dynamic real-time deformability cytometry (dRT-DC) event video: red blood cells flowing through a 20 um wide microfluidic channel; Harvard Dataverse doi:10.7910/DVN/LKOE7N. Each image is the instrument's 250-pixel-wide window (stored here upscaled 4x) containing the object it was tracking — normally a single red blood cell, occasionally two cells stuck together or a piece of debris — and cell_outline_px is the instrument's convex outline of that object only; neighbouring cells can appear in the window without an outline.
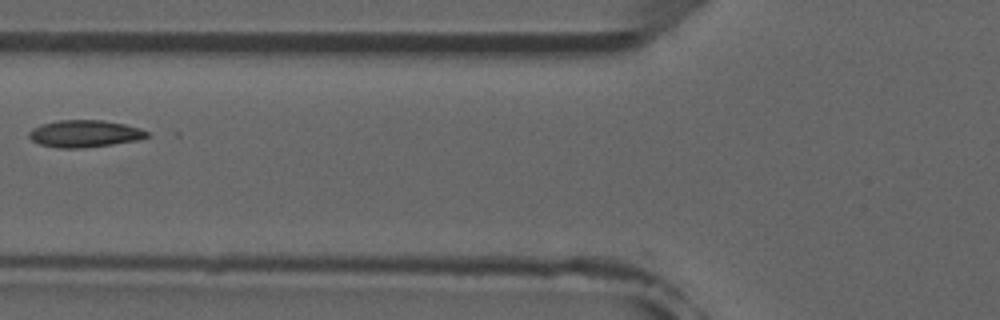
{"species": "common noctule bat (a hibernating species)", "species_latin": "Nyctalus noctula", "temperature_condition": "room temperature", "stored_images_in_passage": 4, "camera_frame_rate_fps": 3000, "um_per_image_px": 0.085, "animal": {"sex": "male", "forearm_length_mm": 52.5}, "frame": {"image": 1, "passage_image": 3, "time_ms": 2.333, "image_size_px": [1000, 320], "cell_outline_px": [[152, 136], [140, 140], [84, 148], [56, 148], [40, 144], [32, 140], [28, 136], [28, 132], [32, 128], [40, 124], [60, 120], [100, 120], [124, 124], [140, 128], [148, 132]], "centroid_in_image_um": [7.2, 11.37], "position_along_channel_um": 118.6, "area_um2": 18.79}}
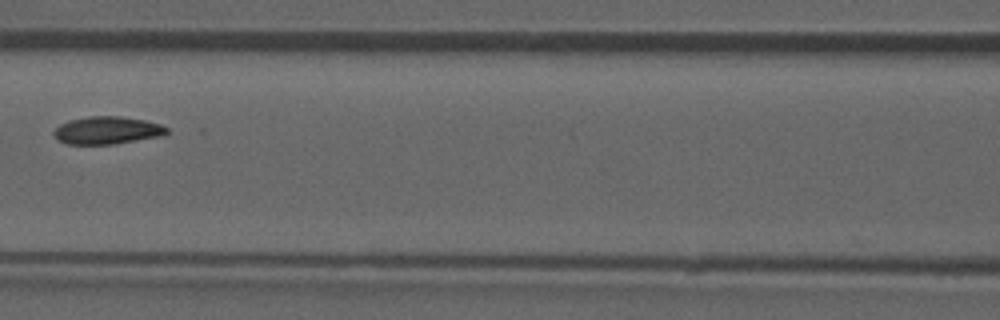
{"frame": {"image": 2, "passage_image": 4, "time_ms": 3.333, "image_size_px": [1000, 320], "cell_outline_px": [[168, 132], [160, 136], [112, 144], [64, 144], [52, 132], [60, 124], [68, 120], [88, 116], [120, 116], [144, 120], [160, 124], [168, 128]], "centroid_in_image_um": [9.08, 11.07], "position_along_channel_um": 157.5, "area_um2": 18.03}}